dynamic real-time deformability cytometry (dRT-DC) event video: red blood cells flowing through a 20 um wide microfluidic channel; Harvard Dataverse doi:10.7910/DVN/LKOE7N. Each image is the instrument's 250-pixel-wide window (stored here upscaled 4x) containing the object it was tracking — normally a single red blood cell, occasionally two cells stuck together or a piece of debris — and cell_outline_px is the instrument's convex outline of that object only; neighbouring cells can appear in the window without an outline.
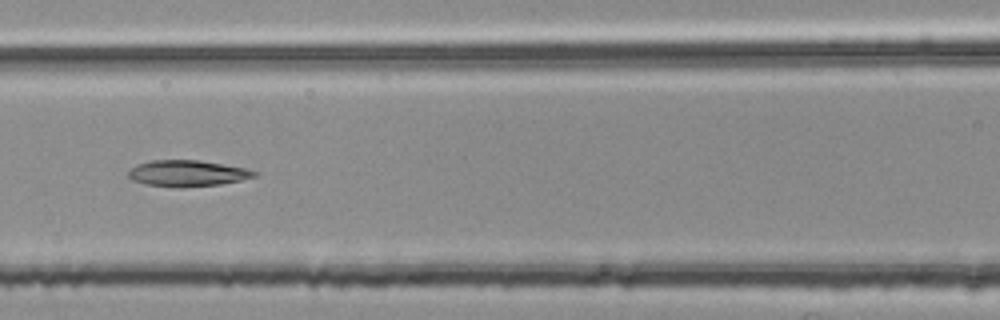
{"species": "common noctule bat (a hibernating species)", "species_latin": "Nyctalus noctula", "temperature_condition": "room temperature", "stored_images_in_passage": 54, "segment_of_instrument_passage": [2, 2], "camera_frame_rate_fps": 3000, "um_per_image_px": 0.085, "animal": {"sex": "female", "body_mass_g": 25.1}, "frame": {"image": 1, "passage_image": 24, "time_ms": 7.667, "image_size_px": [1000, 320], "cell_outline_px": [[260, 172], [256, 176], [240, 180], [220, 184], [180, 188], [176, 188], [144, 184], [132, 180], [128, 176], [128, 172], [136, 164], [152, 160], [200, 160], [244, 168]], "centroid_in_image_um": [15.9, 14.74], "position_along_channel_um": 150.7, "area_um2": 19.31}}
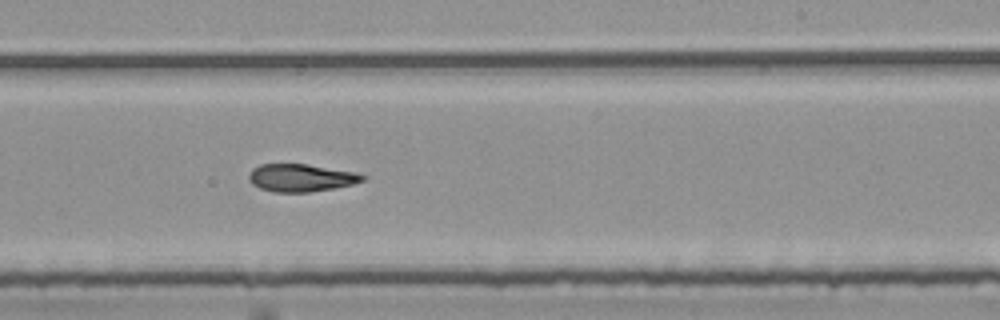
{"frame": {"image": 2, "passage_image": 33, "time_ms": 10.667, "image_size_px": [1000, 320], "cell_outline_px": [[368, 176], [364, 180], [352, 184], [312, 192], [276, 192], [260, 188], [252, 184], [248, 180], [248, 176], [252, 168], [260, 164], [308, 164], [356, 172]], "centroid_in_image_um": [25.58, 15.1], "position_along_channel_um": 263.4, "area_um2": 18.38}}
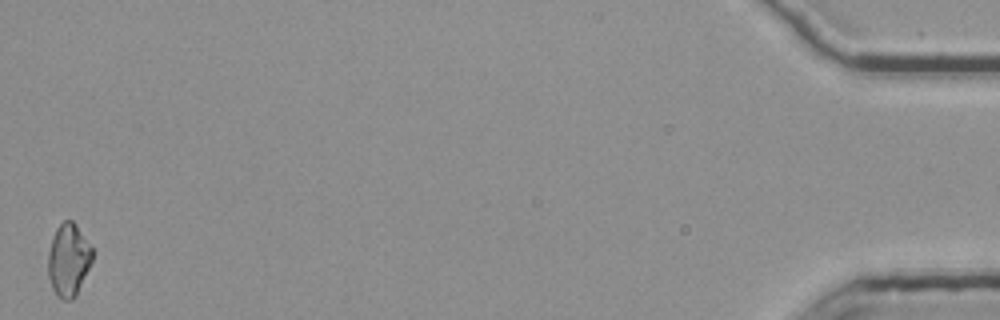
{"frame": {"image": 3, "passage_image": 54, "time_ms": 17.667, "image_size_px": [1000, 320], "cell_outline_px": [[96, 252], [76, 296], [72, 300], [64, 300], [56, 296], [52, 288], [48, 276], [48, 252], [52, 236], [56, 228], [64, 220], [72, 220], [76, 224]], "centroid_in_image_um": [5.83, 22.09], "position_along_channel_um": 429.4, "area_um2": 19.13}}